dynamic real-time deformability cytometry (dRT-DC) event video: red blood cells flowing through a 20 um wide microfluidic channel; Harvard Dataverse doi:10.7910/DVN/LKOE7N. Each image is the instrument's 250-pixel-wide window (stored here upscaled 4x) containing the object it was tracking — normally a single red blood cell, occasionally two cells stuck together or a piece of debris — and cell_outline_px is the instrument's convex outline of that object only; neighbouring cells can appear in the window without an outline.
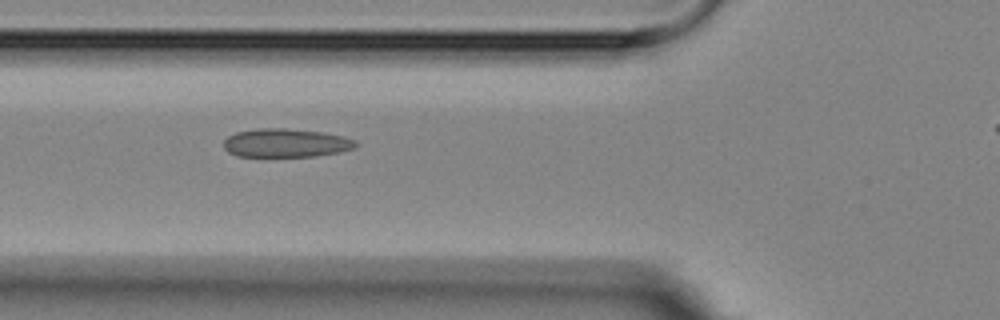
{"species": "Egyptian fruit bat (a non-hibernating species)", "species_latin": "Rousettus aegyptiacus", "temperature_condition": "room temperature", "stored_images_in_passage": 11, "camera_frame_rate_fps": 3000, "um_per_image_px": 0.085, "animal": {"sex": "female"}, "frame": {"image": 1, "passage_image": 2, "time_ms": 1.0, "image_size_px": [1000, 320], "cell_outline_px": [[360, 144], [356, 148], [316, 156], [236, 156], [228, 152], [224, 148], [224, 140], [228, 136], [236, 132], [260, 128], [284, 128], [320, 132], [344, 136], [356, 140]], "centroid_in_image_um": [24.31, 12.15], "position_along_channel_um": 101.5, "area_um2": 21.96}}
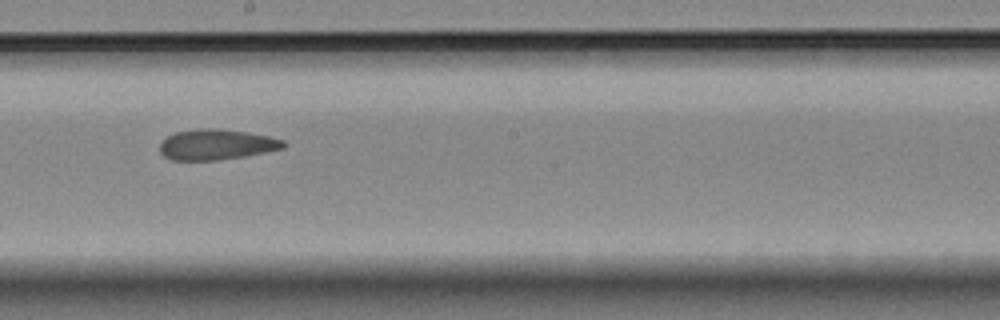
{"frame": {"image": 2, "passage_image": 5, "time_ms": 4.667, "image_size_px": [1000, 320], "cell_outline_px": [[288, 144], [284, 148], [244, 156], [216, 160], [172, 160], [164, 156], [160, 152], [160, 144], [168, 136], [176, 132], [200, 128], [216, 128], [244, 132], [268, 136], [284, 140]], "centroid_in_image_um": [18.4, 12.28], "position_along_channel_um": 229.8, "area_um2": 21.79}}
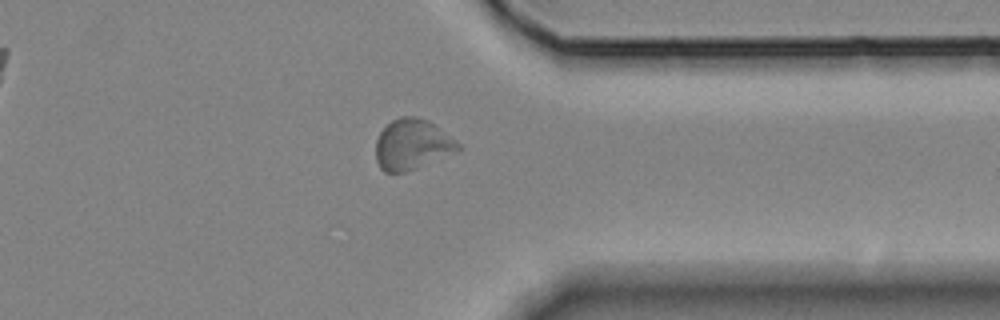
{"frame": {"image": 3, "passage_image": 9, "time_ms": 9.0, "image_size_px": [1000, 320], "cell_outline_px": [[460, 148], [408, 172], [384, 172], [380, 168], [376, 160], [376, 140], [380, 132], [392, 120], [400, 116], [416, 116], [428, 120], [456, 140], [460, 144]], "centroid_in_image_um": [34.98, 12.27], "position_along_channel_um": 376.4, "area_um2": 23.87}, "authors_computed_cell_mechanics": {"area_um2": 22.0796, "velocity_mm_per_s": 3.494, "shape_relaxation_time_tau1_ms": 2.9783, "shape_relaxation_time_tau2_ms": 1.2207, "deformation_change_tau1": 0.0644, "deformation_change_tau2": 0.0465}}